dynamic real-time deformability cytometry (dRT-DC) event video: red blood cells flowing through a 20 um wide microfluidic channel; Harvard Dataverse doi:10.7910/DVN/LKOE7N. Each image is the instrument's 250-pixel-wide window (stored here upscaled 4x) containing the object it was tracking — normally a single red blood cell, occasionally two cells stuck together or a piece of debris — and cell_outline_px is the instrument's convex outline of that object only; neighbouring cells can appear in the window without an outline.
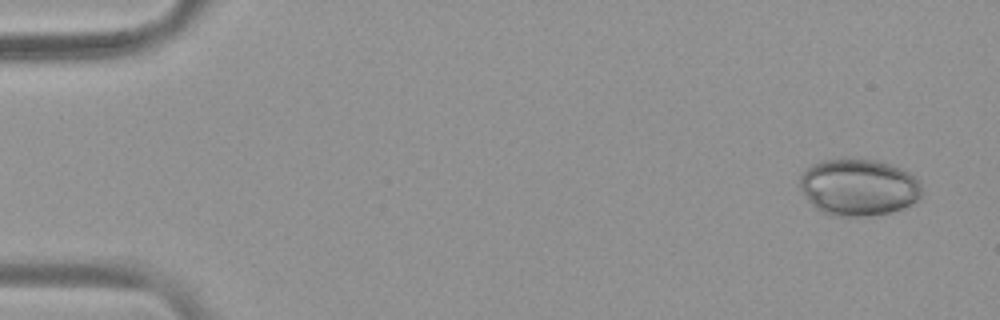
{"species": "common noctule bat (a hibernating species)", "species_latin": "Nyctalus noctula", "temperature_condition": "warm", "stored_images_in_passage": 51, "camera_frame_rate_fps": 3000, "um_per_image_px": 0.085, "animal": {"sex": "female", "body_mass_g": 19.9}, "frame": {"image": 1, "passage_image": 1, "time_ms": 0.0, "image_size_px": [1000, 320], "cell_outline_px": [[920, 200], [904, 208], [892, 212], [872, 216], [832, 216], [816, 208], [804, 196], [800, 188], [800, 172], [812, 164], [820, 160], [844, 156], [880, 160], [900, 168], [916, 176], [920, 184]], "centroid_in_image_um": [72.96, 15.88], "position_along_channel_um": 12.0, "area_um2": 41.5}}
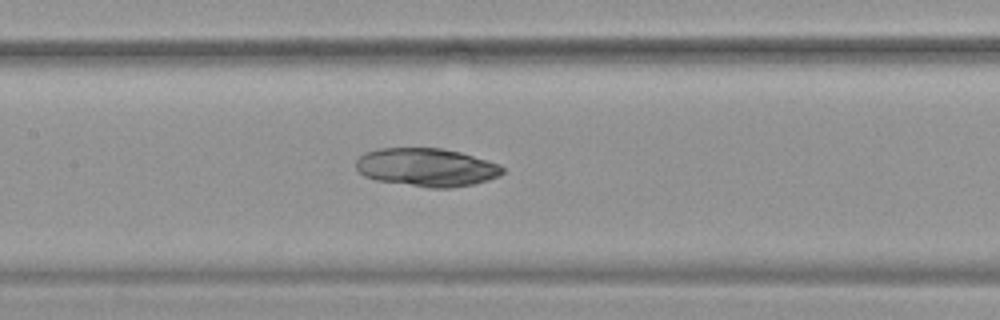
{"frame": {"image": 2, "passage_image": 24, "time_ms": 7.667, "image_size_px": [1000, 320], "cell_outline_px": [[504, 172], [500, 176], [476, 184], [452, 188], [428, 188], [376, 180], [364, 176], [356, 168], [356, 160], [364, 152], [376, 148], [440, 148], [460, 152], [500, 164], [504, 168]], "centroid_in_image_um": [36.27, 14.23], "position_along_channel_um": 171.1, "area_um2": 33.0}}
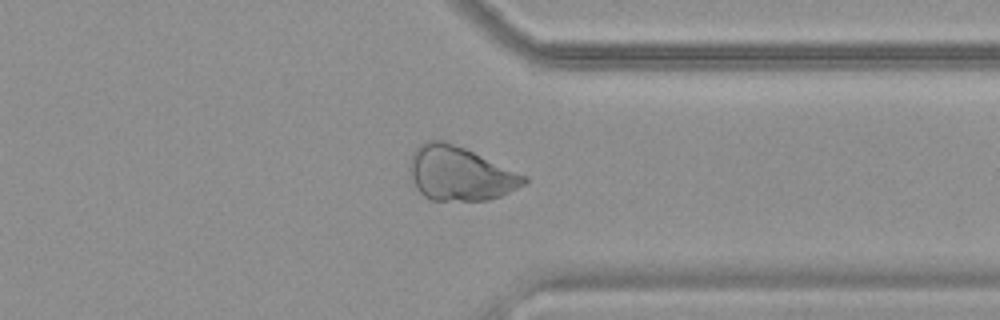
{"frame": {"image": 3, "passage_image": 40, "time_ms": 13.0, "image_size_px": [1000, 320], "cell_outline_px": [[528, 180], [524, 184], [500, 196], [488, 200], [432, 200], [424, 196], [416, 188], [408, 172], [408, 164], [412, 152], [420, 144], [428, 140], [444, 140], [464, 148], [528, 176]], "centroid_in_image_um": [39.05, 14.74], "position_along_channel_um": 372.4, "area_um2": 36.01}}